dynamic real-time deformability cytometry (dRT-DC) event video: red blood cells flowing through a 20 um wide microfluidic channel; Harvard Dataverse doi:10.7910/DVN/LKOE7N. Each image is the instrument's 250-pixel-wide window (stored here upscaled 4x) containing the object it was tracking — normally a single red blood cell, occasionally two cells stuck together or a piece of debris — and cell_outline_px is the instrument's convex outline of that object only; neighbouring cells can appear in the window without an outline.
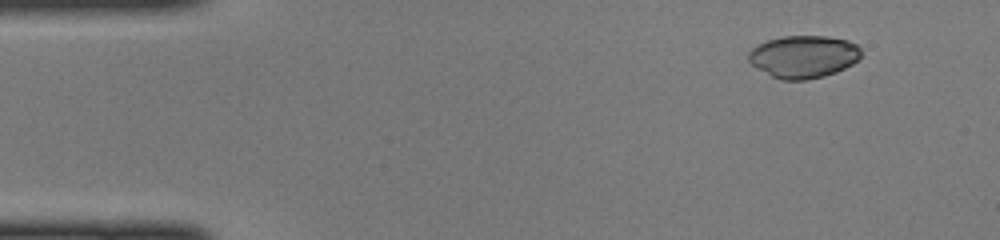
{"species": "common noctule bat (a hibernating species)", "species_latin": "Nyctalus noctula", "temperature_condition": "cold", "stored_images_in_passage": 43, "camera_frame_rate_fps": 3000, "um_per_image_px": 0.085, "animal": {"sex": "female", "body_mass_g": 22.0, "forearm_length_mm": 56.7}, "frame": {"image": 1, "passage_image": 1, "time_ms": 0.0, "image_size_px": [1000, 240], "cell_outline_px": [[860, 56], [852, 64], [836, 72], [824, 76], [804, 80], [780, 80], [756, 68], [748, 60], [748, 52], [752, 48], [768, 40], [784, 36], [828, 36], [848, 40], [856, 44], [860, 48]], "centroid_in_image_um": [68.29, 4.81], "position_along_channel_um": 16.7, "area_um2": 27.8}}
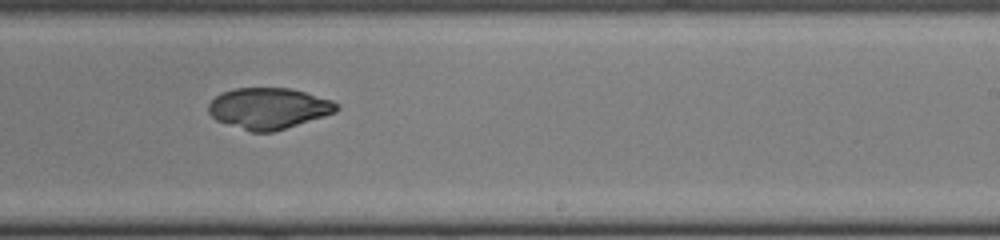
{"frame": {"image": 2, "passage_image": 25, "time_ms": 8.0, "image_size_px": [1000, 240], "cell_outline_px": [[340, 108], [336, 112], [324, 116], [272, 132], [248, 132], [216, 120], [208, 112], [208, 104], [216, 96], [224, 92], [236, 88], [292, 88], [332, 100], [340, 104]], "centroid_in_image_um": [22.84, 9.21], "position_along_channel_um": 266.2, "area_um2": 30.69}}
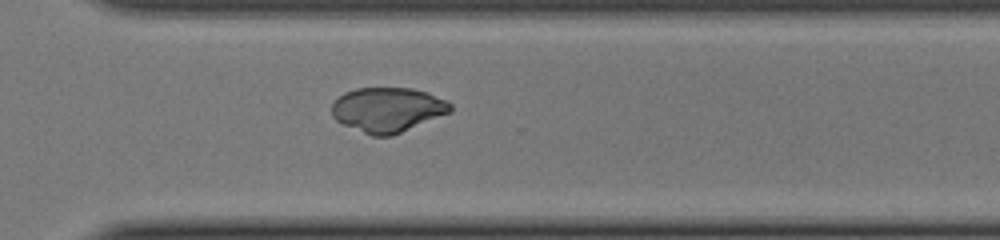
{"frame": {"image": 3, "passage_image": 30, "time_ms": 9.667, "image_size_px": [1000, 240], "cell_outline_px": [[452, 112], [392, 136], [372, 136], [344, 124], [336, 120], [332, 116], [332, 104], [344, 92], [356, 88], [412, 88], [428, 92], [448, 100], [452, 104]], "centroid_in_image_um": [32.99, 9.32], "position_along_channel_um": 337.6, "area_um2": 31.04}}